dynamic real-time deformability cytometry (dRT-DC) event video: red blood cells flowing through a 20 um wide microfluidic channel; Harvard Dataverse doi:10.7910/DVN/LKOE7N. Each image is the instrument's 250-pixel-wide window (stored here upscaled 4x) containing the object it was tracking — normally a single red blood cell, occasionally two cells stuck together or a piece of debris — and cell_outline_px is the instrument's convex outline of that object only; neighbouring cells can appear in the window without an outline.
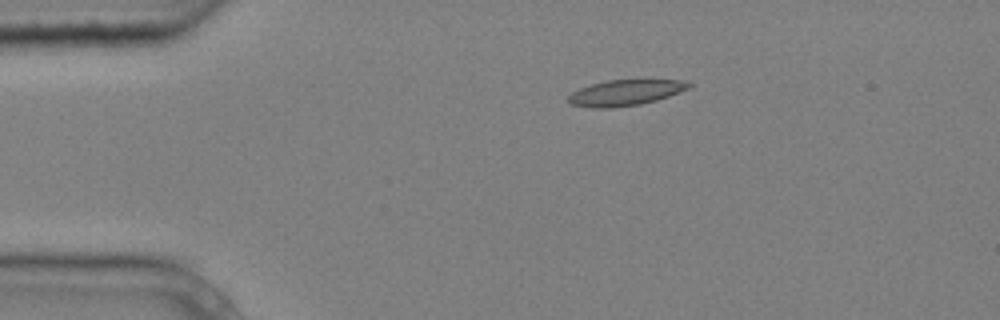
{"species": "common noctule bat (a hibernating species)", "species_latin": "Nyctalus noctula", "temperature_condition": "cold", "stored_images_in_passage": 6, "camera_frame_rate_fps": 3000, "um_per_image_px": 0.085, "animal": {"sex": "male", "body_mass_g": 20.4}, "frame": {"image": 1, "passage_image": 3, "time_ms": 0.667, "image_size_px": [1000, 320], "cell_outline_px": [[692, 84], [688, 88], [668, 96], [656, 100], [640, 104], [612, 108], [592, 108], [572, 104], [568, 100], [568, 96], [572, 92], [580, 88], [592, 84], [608, 80], [684, 80]], "centroid_in_image_um": [53.13, 7.88], "position_along_channel_um": 31.9, "area_um2": 17.86}}
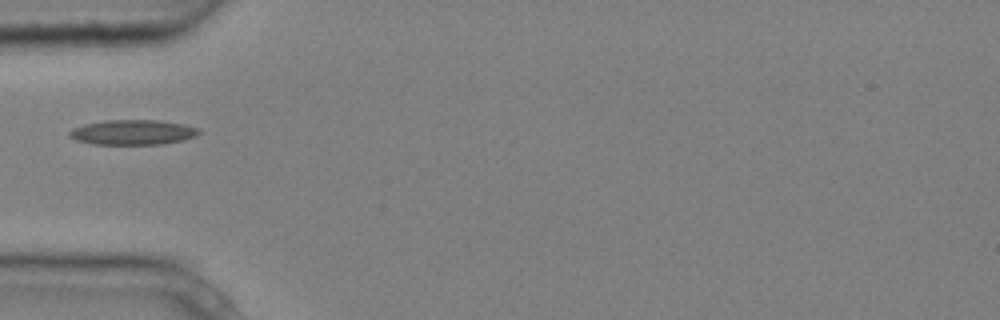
{"frame": {"image": 2, "passage_image": 5, "time_ms": 1.333, "image_size_px": [1000, 320], "cell_outline_px": [[204, 132], [196, 136], [184, 140], [160, 144], [92, 144], [76, 140], [68, 136], [68, 132], [72, 128], [84, 124], [104, 120], [160, 120], [184, 124], [200, 128]], "centroid_in_image_um": [11.32, 11.24], "position_along_channel_um": 73.7, "area_um2": 19.13}}
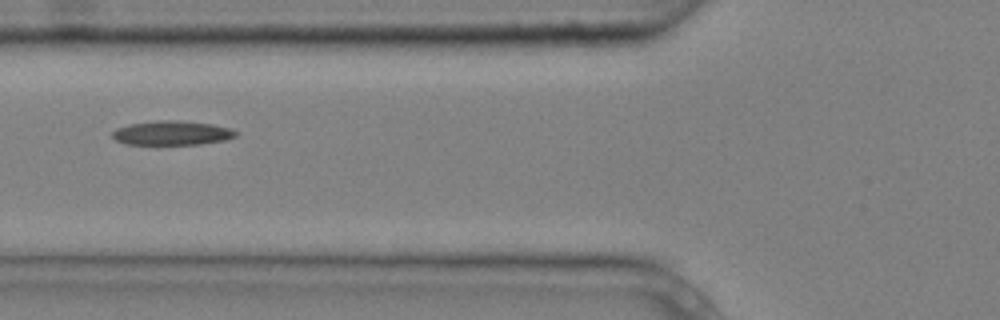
{"frame": {"image": 3, "passage_image": 6, "time_ms": 1.667, "image_size_px": [1000, 320], "cell_outline_px": [[240, 132], [236, 136], [224, 140], [200, 144], [124, 144], [116, 140], [112, 136], [112, 132], [116, 128], [128, 124], [160, 120], [176, 120], [212, 124], [228, 128]], "centroid_in_image_um": [14.6, 11.3], "position_along_channel_um": 111.2, "area_um2": 17.4}}